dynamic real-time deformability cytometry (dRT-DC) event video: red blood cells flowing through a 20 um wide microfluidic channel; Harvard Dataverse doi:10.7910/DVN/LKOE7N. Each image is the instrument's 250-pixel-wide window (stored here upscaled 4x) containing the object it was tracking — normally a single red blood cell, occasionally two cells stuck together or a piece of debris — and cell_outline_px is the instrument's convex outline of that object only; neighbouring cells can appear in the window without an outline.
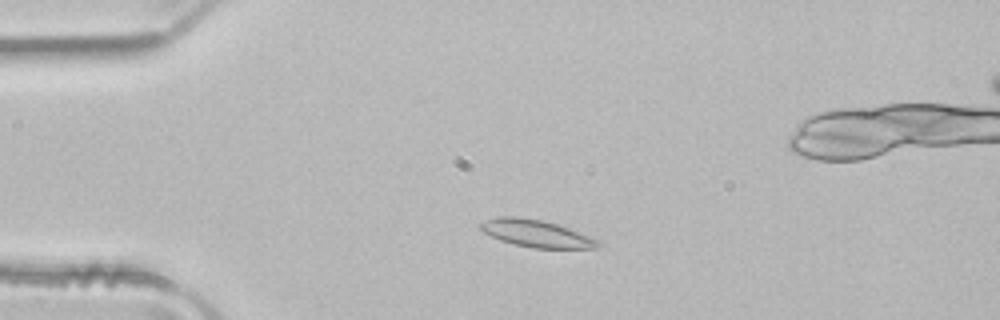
{"species": "common noctule bat (a hibernating species)", "species_latin": "Nyctalus noctula", "temperature_condition": "room temperature", "stored_images_in_passage": 48, "camera_frame_rate_fps": 3000, "um_per_image_px": 0.085, "animal": {"sex": "male", "body_mass_g": 21.5, "forearm_length_mm": 52.0}, "frame": {"image": 1, "passage_image": 8, "time_ms": 2.333, "image_size_px": [1000, 320], "cell_outline_px": [[600, 244], [596, 248], [532, 248], [500, 240], [484, 232], [480, 228], [480, 224], [488, 220], [500, 216], [516, 216], [540, 220], [556, 224], [568, 228], [596, 240]], "centroid_in_image_um": [45.54, 19.85], "position_along_channel_um": 39.5, "area_um2": 18.03}}
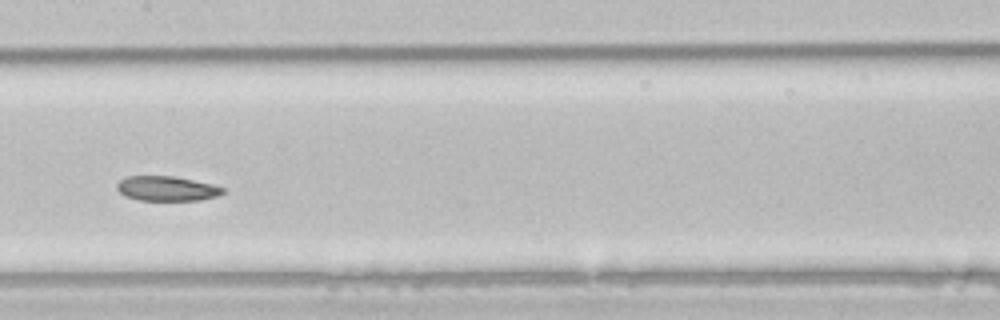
{"frame": {"image": 2, "passage_image": 22, "time_ms": 7.0, "image_size_px": [1000, 320], "cell_outline_px": [[224, 192], [216, 196], [200, 200], [140, 200], [124, 196], [116, 188], [116, 184], [124, 176], [172, 176], [212, 184], [224, 188]], "centroid_in_image_um": [14.13, 16.02], "position_along_channel_um": 193.3, "area_um2": 15.2}}
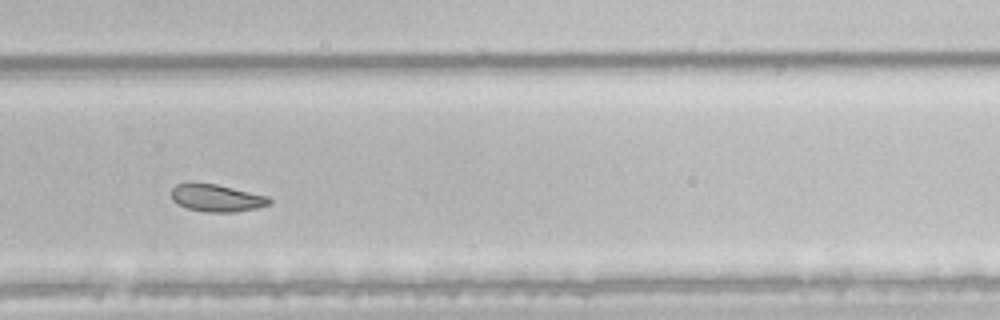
{"frame": {"image": 3, "passage_image": 31, "time_ms": 10.0, "image_size_px": [1000, 320], "cell_outline_px": [[272, 204], [256, 208], [236, 212], [208, 212], [188, 208], [172, 200], [172, 188], [176, 184], [216, 184], [268, 196], [272, 200]], "centroid_in_image_um": [18.48, 16.84], "position_along_channel_um": 311.3, "area_um2": 15.32}, "authors_computed_cell_mechanics": {"area_um2": 18.0047, "velocity_mm_per_s": 3.9617, "shape_relaxation_time_tau1_ms": 7.4255, "shape_relaxation_time_tau2_ms": 2.6066, "deformation_change_tau1": 0.1376, "deformation_change_tau2": 0.0558}}